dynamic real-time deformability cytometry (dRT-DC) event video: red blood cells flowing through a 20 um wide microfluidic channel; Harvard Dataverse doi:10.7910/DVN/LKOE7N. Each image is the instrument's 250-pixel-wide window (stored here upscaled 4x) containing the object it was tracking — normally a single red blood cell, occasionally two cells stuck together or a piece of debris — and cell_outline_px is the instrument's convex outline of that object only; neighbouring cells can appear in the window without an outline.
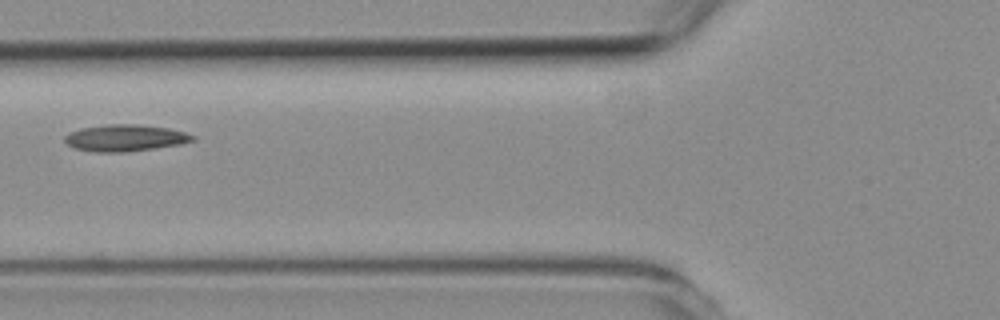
{"species": "common noctule bat (a hibernating species)", "species_latin": "Nyctalus noctula", "temperature_condition": "room temperature", "stored_images_in_passage": 2, "camera_frame_rate_fps": 3000, "um_per_image_px": 0.085, "animal": {"sex": "female", "body_mass_g": 19.3, "forearm_length_mm": 54.1}, "frame": {"image": 1, "passage_image": 2, "time_ms": 1.0, "image_size_px": [1000, 320], "cell_outline_px": [[196, 140], [180, 144], [124, 152], [96, 152], [76, 148], [68, 144], [64, 140], [64, 136], [68, 132], [80, 128], [104, 124], [136, 124], [168, 128], [184, 132], [196, 136]], "centroid_in_image_um": [10.62, 11.71], "position_along_channel_um": 115.2, "area_um2": 19.83}}